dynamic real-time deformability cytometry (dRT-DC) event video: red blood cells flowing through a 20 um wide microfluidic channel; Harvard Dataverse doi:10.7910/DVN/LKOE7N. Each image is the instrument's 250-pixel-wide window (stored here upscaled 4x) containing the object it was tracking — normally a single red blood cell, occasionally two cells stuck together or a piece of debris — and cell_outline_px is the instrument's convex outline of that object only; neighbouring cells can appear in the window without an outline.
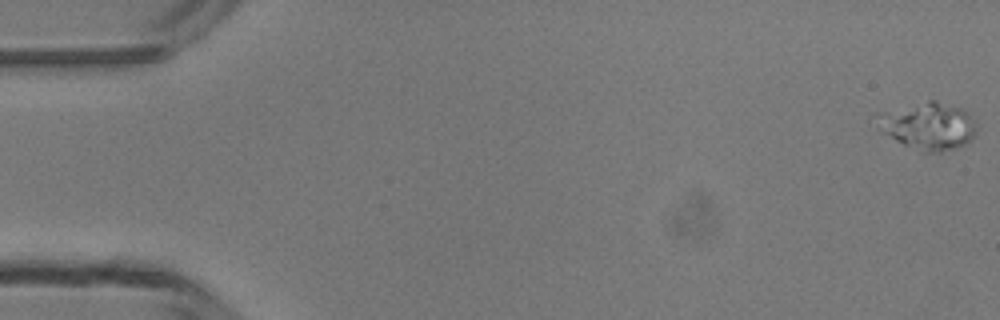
{"species": "common noctule bat (a hibernating species)", "species_latin": "Nyctalus noctula", "temperature_condition": "room temperature", "stored_images_in_passage": 5, "camera_frame_rate_fps": 3000, "um_per_image_px": 0.085, "animal": {"sex": "male", "body_mass_g": 13.3}, "frame": {"image": 1, "passage_image": 1, "time_ms": 0.0, "image_size_px": [1000, 320], "cell_outline_px": [[976, 132], [964, 144], [956, 148], [940, 152], [920, 152], [880, 132], [876, 128], [876, 112], [928, 100], [936, 100], [960, 108], [976, 124]], "centroid_in_image_um": [78.8, 10.7], "position_along_channel_um": 6.2, "area_um2": 27.46}}
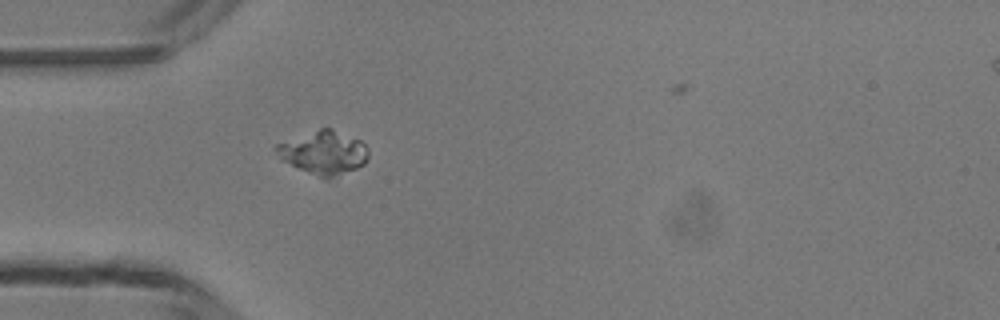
{"frame": {"image": 2, "passage_image": 5, "time_ms": 4.667, "image_size_px": [1000, 320], "cell_outline_px": [[368, 156], [364, 164], [356, 168], [324, 180], [280, 160], [272, 148], [276, 144], [320, 128], [332, 128], [360, 140], [364, 144], [368, 152]], "centroid_in_image_um": [27.46, 12.98], "position_along_channel_um": 57.5, "area_um2": 23.35}}